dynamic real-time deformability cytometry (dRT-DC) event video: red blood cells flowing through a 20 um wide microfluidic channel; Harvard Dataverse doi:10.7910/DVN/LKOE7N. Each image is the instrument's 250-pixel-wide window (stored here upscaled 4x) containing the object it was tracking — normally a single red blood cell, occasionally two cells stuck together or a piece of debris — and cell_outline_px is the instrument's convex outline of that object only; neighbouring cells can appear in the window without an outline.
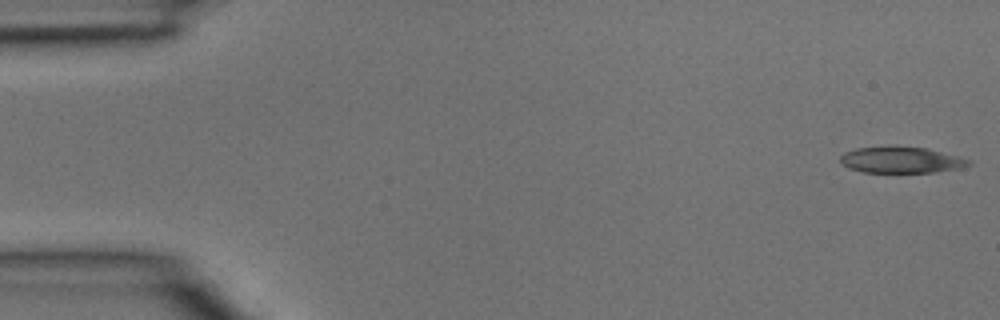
{"species": "common noctule bat (a hibernating species)", "species_latin": "Nyctalus noctula", "temperature_condition": "room temperature", "stored_images_in_passage": 4, "camera_frame_rate_fps": 3000, "um_per_image_px": 0.085, "animal": {"sex": "male", "body_mass_g": 15.6}, "frame": {"image": 1, "passage_image": 1, "time_ms": 0.0, "image_size_px": [1000, 320], "cell_outline_px": [[972, 164], [960, 168], [936, 172], [864, 172], [848, 168], [840, 160], [840, 156], [844, 152], [856, 148], [892, 144], [896, 144], [928, 148], [972, 160]], "centroid_in_image_um": [76.6, 13.56], "position_along_channel_um": 8.4, "area_um2": 20.17}}
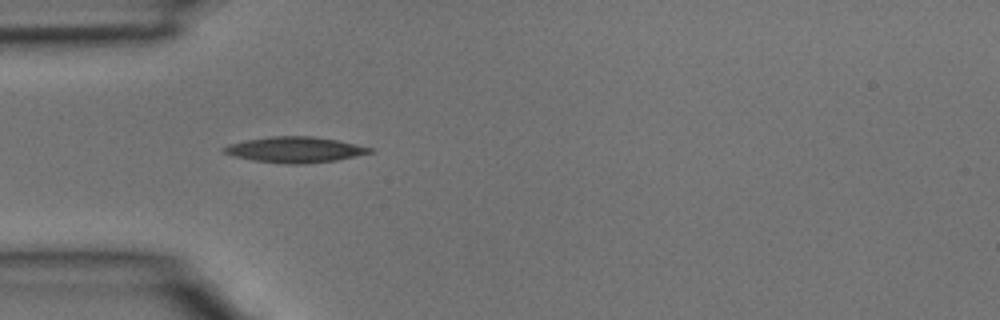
{"frame": {"image": 2, "passage_image": 4, "time_ms": 1.0, "image_size_px": [1000, 320], "cell_outline_px": [[376, 152], [336, 160], [300, 164], [288, 164], [256, 160], [236, 156], [224, 152], [220, 148], [228, 144], [244, 140], [272, 136], [312, 136], [336, 140], [356, 144], [372, 148]], "centroid_in_image_um": [25.09, 12.71], "position_along_channel_um": 59.9, "area_um2": 21.68}}